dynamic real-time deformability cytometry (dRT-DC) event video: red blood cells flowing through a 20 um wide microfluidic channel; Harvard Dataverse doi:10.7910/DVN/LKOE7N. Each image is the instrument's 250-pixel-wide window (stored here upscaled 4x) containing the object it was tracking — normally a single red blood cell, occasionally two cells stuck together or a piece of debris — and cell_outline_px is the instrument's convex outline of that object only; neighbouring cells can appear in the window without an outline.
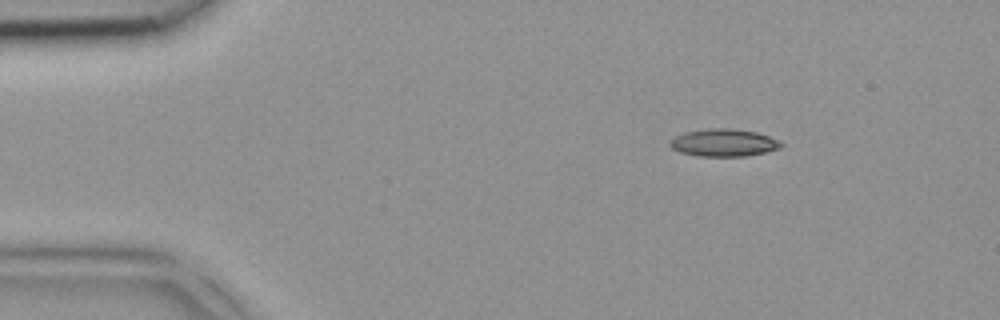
{"species": "common noctule bat (a hibernating species)", "species_latin": "Nyctalus noctula", "temperature_condition": "room temperature", "stored_images_in_passage": 4, "segment_of_instrument_passage": [1, 2], "camera_frame_rate_fps": 3000, "um_per_image_px": 0.085, "animal": {"sex": "female", "body_mass_g": 18.4}, "frame": {"image": 1, "passage_image": 1, "time_ms": 0.0, "image_size_px": [1000, 320], "cell_outline_px": [[784, 144], [780, 148], [764, 152], [744, 156], [700, 156], [680, 152], [672, 148], [668, 144], [668, 140], [684, 132], [708, 128], [728, 128], [756, 132], [780, 140]], "centroid_in_image_um": [61.49, 12.12], "position_along_channel_um": 23.5, "area_um2": 17.8}}
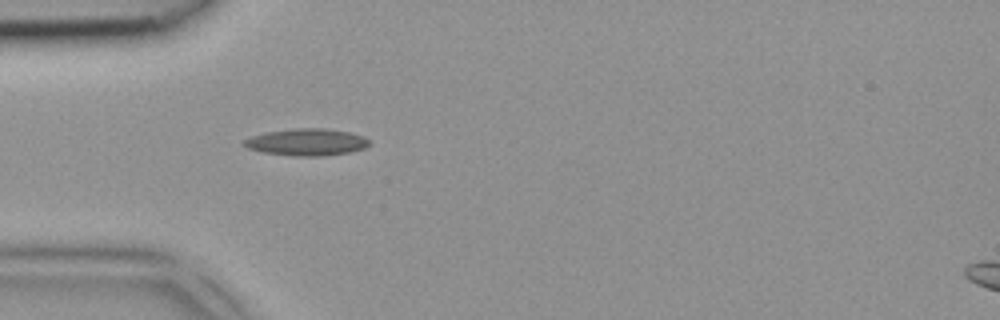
{"frame": {"image": 2, "passage_image": 3, "time_ms": 0.667, "image_size_px": [1000, 320], "cell_outline_px": [[372, 144], [364, 148], [352, 152], [324, 156], [292, 156], [264, 152], [248, 148], [244, 144], [244, 140], [252, 136], [268, 132], [296, 128], [324, 128], [348, 132], [364, 136]], "centroid_in_image_um": [26.13, 12.09], "position_along_channel_um": 58.9, "area_um2": 19.59}}